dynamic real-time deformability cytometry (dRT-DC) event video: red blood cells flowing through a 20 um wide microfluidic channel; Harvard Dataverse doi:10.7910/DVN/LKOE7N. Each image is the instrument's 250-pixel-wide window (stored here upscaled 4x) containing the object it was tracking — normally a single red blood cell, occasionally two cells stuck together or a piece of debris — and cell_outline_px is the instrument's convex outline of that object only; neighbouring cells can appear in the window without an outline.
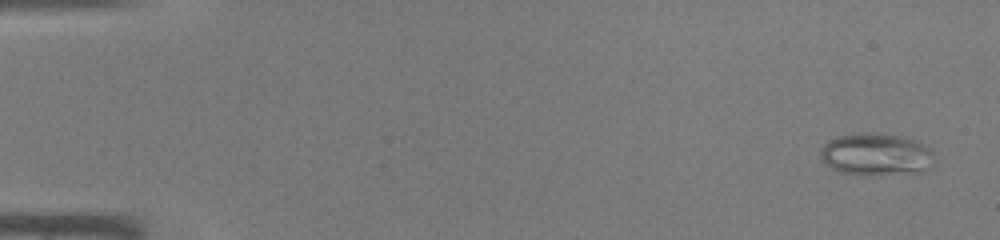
{"species": "common noctule bat (a hibernating species)", "species_latin": "Nyctalus noctula", "temperature_condition": "warm", "stored_images_in_passage": 9, "camera_frame_rate_fps": 3000, "um_per_image_px": 0.085, "animal": {"sex": "male", "body_mass_g": 19.0, "forearm_length_mm": 50.8}, "frame": {"image": 1, "passage_image": 1, "time_ms": 0.0, "image_size_px": [1000, 240], "cell_outline_px": [[932, 164], [924, 172], [864, 176], [840, 172], [824, 164], [820, 160], [820, 148], [824, 144], [840, 136], [856, 132], [872, 132], [900, 136], [924, 144], [932, 148]], "centroid_in_image_um": [74.44, 13.14], "position_along_channel_um": 10.6, "area_um2": 28.44}}